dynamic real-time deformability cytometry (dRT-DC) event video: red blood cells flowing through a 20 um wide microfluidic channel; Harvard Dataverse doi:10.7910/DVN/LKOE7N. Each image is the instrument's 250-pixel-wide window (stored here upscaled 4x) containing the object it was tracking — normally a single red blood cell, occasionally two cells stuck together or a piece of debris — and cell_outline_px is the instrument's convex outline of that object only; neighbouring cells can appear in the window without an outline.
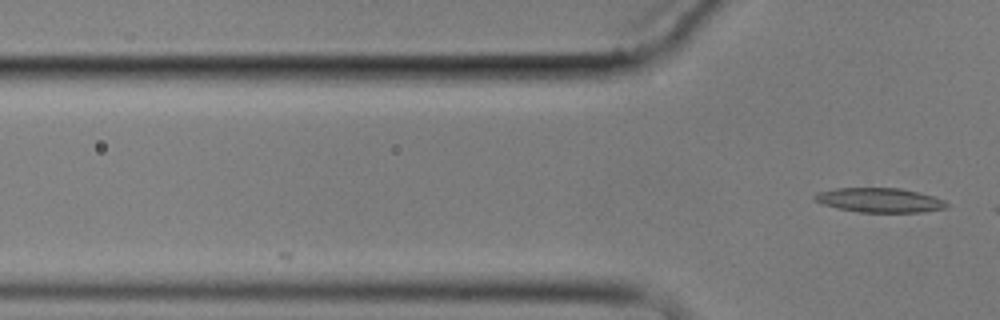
{"species": "common noctule bat (a hibernating species)", "species_latin": "Nyctalus noctula", "temperature_condition": "cold", "stored_images_in_passage": 3, "camera_frame_rate_fps": 3000, "um_per_image_px": 0.085, "animal": {"sex": "male", "body_mass_g": 17.9}, "frame": {"image": 1, "passage_image": 3, "time_ms": 2.333, "image_size_px": [1000, 320], "cell_outline_px": [[948, 208], [920, 212], [860, 212], [836, 208], [824, 204], [816, 200], [812, 196], [816, 192], [836, 188], [900, 188], [920, 192], [944, 200], [948, 204]], "centroid_in_image_um": [74.77, 17.01], "position_along_channel_um": 51.0, "area_um2": 18.79}}